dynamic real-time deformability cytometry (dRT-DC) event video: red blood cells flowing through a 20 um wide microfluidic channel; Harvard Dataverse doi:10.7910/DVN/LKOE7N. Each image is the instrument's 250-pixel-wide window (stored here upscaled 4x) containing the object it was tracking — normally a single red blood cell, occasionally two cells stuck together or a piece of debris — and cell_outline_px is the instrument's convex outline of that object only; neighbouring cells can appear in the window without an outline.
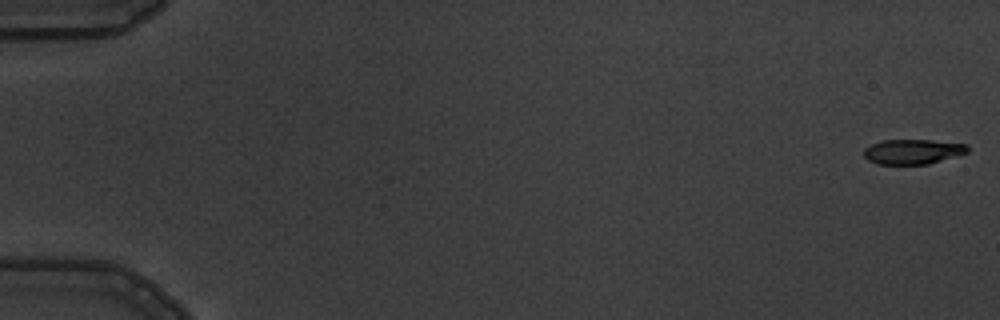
{"species": "common noctule bat (a hibernating species)", "species_latin": "Nyctalus noctula", "temperature_condition": "warm", "stored_images_in_passage": 6, "camera_frame_rate_fps": 3000, "um_per_image_px": 0.085, "animal": {"sex": "male", "body_mass_g": 19.5, "forearm_length_mm": 54.6}, "frame": {"image": 1, "passage_image": 1, "time_ms": 0.0, "image_size_px": [1000, 320], "cell_outline_px": [[968, 152], [928, 164], [876, 164], [868, 160], [864, 156], [864, 148], [880, 140], [932, 140], [968, 144]], "centroid_in_image_um": [77.56, 12.88], "position_along_channel_um": 7.4, "area_um2": 15.03}}
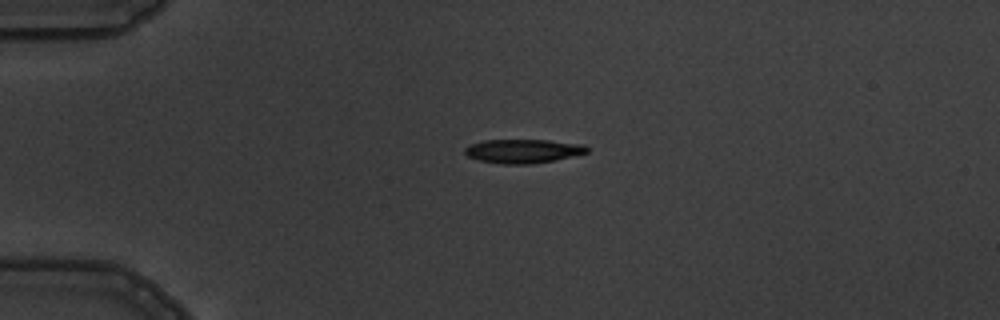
{"frame": {"image": 2, "passage_image": 4, "time_ms": 4.333, "image_size_px": [1000, 320], "cell_outline_px": [[588, 152], [556, 160], [532, 164], [504, 164], [480, 160], [468, 156], [464, 152], [464, 148], [468, 144], [484, 140], [548, 140], [584, 144], [588, 148]], "centroid_in_image_um": [44.45, 12.83], "position_along_channel_um": 40.5, "area_um2": 17.05}}